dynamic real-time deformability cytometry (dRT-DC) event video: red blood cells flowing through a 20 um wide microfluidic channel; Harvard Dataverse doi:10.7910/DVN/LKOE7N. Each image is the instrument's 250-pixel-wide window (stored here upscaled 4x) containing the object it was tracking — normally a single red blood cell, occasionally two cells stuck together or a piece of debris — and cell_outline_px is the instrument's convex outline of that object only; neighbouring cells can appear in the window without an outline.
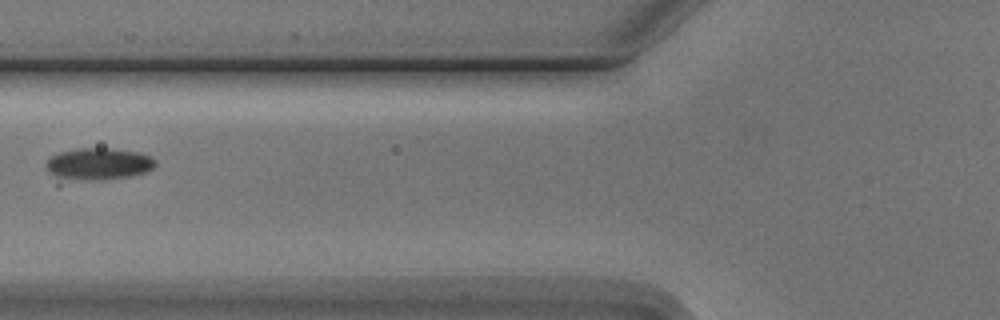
{"species": "Egyptian fruit bat (a non-hibernating species)", "species_latin": "Rousettus aegyptiacus", "temperature_condition": "cold", "stored_images_in_passage": 5, "camera_frame_rate_fps": 3000, "um_per_image_px": 0.085, "animal": {"sex": "male"}, "frame": {"image": 1, "passage_image": 4, "time_ms": 4.333, "image_size_px": [1000, 320], "cell_outline_px": [[156, 164], [152, 168], [144, 172], [132, 176], [60, 188], [56, 188], [44, 164], [52, 156], [60, 152], [76, 148], [112, 148], [140, 152], [152, 156], [156, 160]], "centroid_in_image_um": [8.15, 14.08], "position_along_channel_um": 117.7, "area_um2": 22.83}}
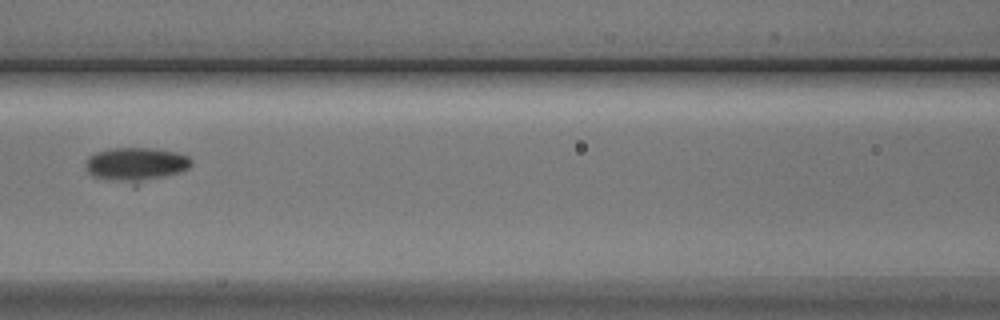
{"frame": {"image": 2, "passage_image": 5, "time_ms": 5.333, "image_size_px": [1000, 320], "cell_outline_px": [[192, 164], [188, 168], [180, 172], [136, 188], [92, 176], [88, 172], [84, 164], [88, 156], [96, 152], [112, 148], [152, 148], [176, 152], [188, 156], [192, 160]], "centroid_in_image_um": [11.55, 14.04], "position_along_channel_um": 155.1, "area_um2": 22.02}}